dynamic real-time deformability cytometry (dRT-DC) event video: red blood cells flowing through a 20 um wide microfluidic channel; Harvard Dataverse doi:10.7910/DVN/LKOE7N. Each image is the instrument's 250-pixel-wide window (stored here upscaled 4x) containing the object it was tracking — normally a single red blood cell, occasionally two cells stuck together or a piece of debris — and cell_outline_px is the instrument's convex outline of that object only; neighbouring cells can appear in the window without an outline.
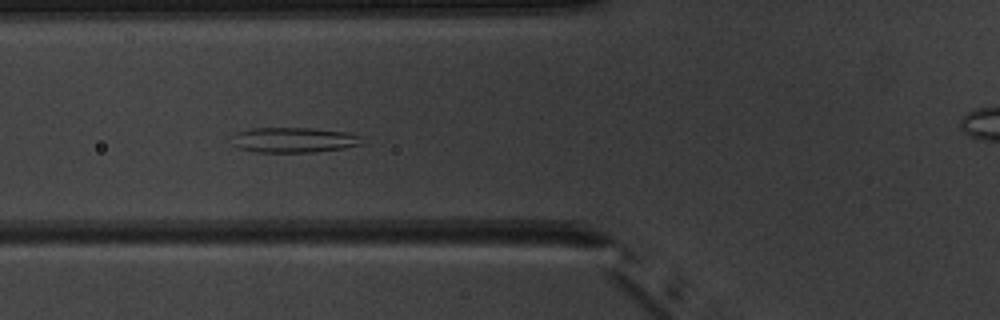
{"species": "common noctule bat (a hibernating species)", "species_latin": "Nyctalus noctula", "temperature_condition": "warm", "stored_images_in_passage": 7, "camera_frame_rate_fps": 3000, "um_per_image_px": 0.085, "animal": {"sex": "male", "body_mass_g": 20.1, "forearm_length_mm": 53.5}, "frame": {"image": 1, "passage_image": 5, "time_ms": 4.667, "image_size_px": [1000, 320], "cell_outline_px": [[364, 144], [344, 148], [312, 152], [256, 152], [236, 148], [232, 136], [236, 132], [252, 128], [312, 128], [348, 132], [360, 136]], "centroid_in_image_um": [24.98, 11.89], "position_along_channel_um": 100.8, "area_um2": 19.19}}
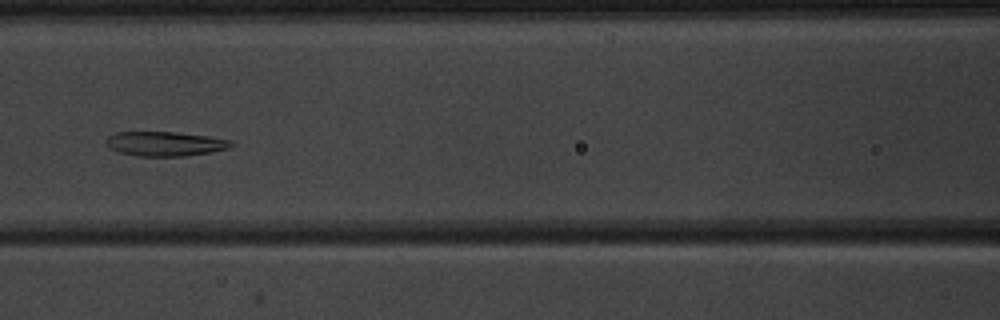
{"frame": {"image": 2, "passage_image": 6, "time_ms": 6.0, "image_size_px": [1000, 320], "cell_outline_px": [[236, 144], [228, 148], [212, 152], [184, 156], [136, 156], [120, 152], [112, 148], [108, 144], [108, 136], [116, 132], [176, 132], [208, 136], [232, 140]], "centroid_in_image_um": [14.11, 12.22], "position_along_channel_um": 152.5, "area_um2": 17.74}}
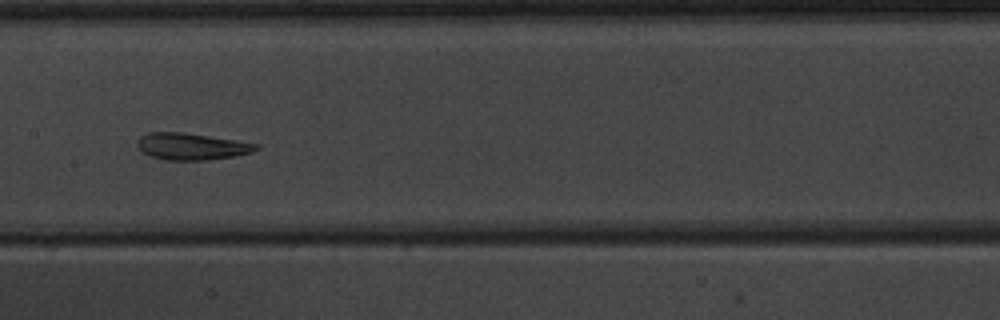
{"frame": {"image": 3, "passage_image": 7, "time_ms": 7.0, "image_size_px": [1000, 320], "cell_outline_px": [[260, 148], [252, 152], [236, 156], [204, 160], [164, 160], [148, 156], [136, 144], [136, 140], [140, 136], [148, 132], [184, 132], [236, 140], [260, 144]], "centroid_in_image_um": [16.28, 12.44], "position_along_channel_um": 191.1, "area_um2": 18.73}}